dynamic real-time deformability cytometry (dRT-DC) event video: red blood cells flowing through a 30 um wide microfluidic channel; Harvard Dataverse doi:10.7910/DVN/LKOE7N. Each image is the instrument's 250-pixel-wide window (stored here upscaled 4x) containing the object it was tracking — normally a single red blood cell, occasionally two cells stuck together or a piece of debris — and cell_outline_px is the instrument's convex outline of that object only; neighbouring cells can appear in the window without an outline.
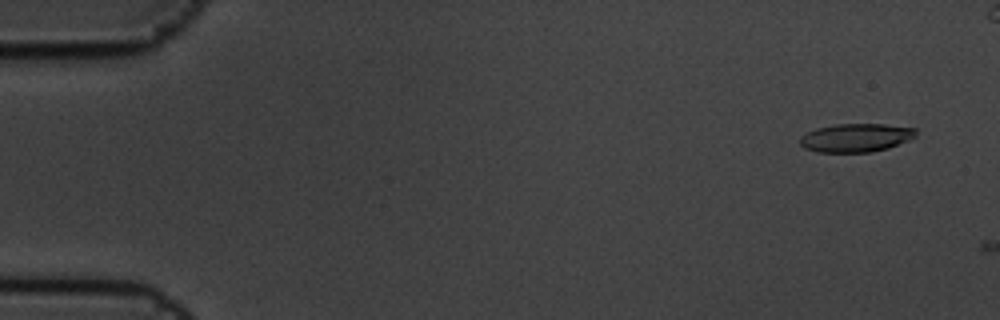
{"species": "common noctule bat (a hibernating species)", "species_latin": "Nyctalus noctula", "temperature_condition": "cold", "stored_images_in_passage": 3, "camera_frame_rate_fps": 3000, "um_per_image_px": 0.085, "animal": {"sex": "male", "body_mass_g": 19.5, "forearm_length_mm": 54.6}, "frame": {"image": 1, "passage_image": 2, "time_ms": 0.333, "image_size_px": [1000, 320], "cell_outline_px": [[916, 136], [908, 140], [888, 148], [872, 152], [816, 152], [804, 148], [800, 144], [800, 136], [816, 128], [836, 124], [884, 124], [916, 128]], "centroid_in_image_um": [72.74, 11.71], "position_along_channel_um": 12.3, "area_um2": 19.25}}